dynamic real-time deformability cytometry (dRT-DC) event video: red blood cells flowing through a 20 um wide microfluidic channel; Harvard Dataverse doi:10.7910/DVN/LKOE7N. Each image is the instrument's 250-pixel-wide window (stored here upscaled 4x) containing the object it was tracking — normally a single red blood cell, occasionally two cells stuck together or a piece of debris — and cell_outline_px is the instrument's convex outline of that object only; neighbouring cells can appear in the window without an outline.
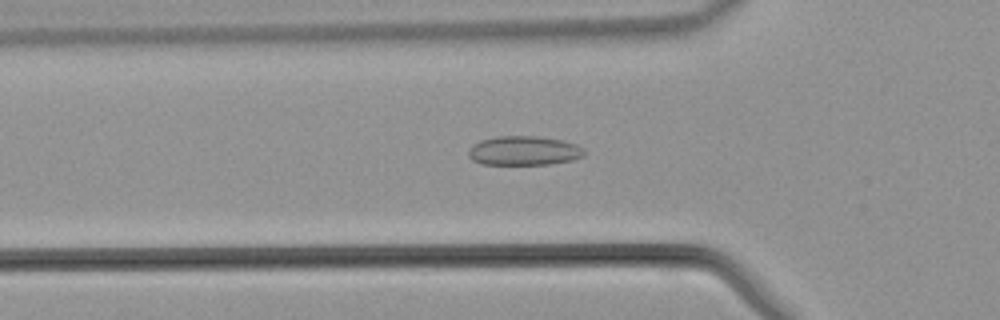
{"species": "common noctule bat (a hibernating species)", "species_latin": "Nyctalus noctula", "temperature_condition": "warm", "stored_images_in_passage": 43, "camera_frame_rate_fps": 3000, "um_per_image_px": 0.085, "animal": {"sex": "male", "body_mass_g": 21.5, "forearm_length_mm": 52.0}, "frame": {"image": 1, "passage_image": 14, "time_ms": 4.333, "image_size_px": [1000, 320], "cell_outline_px": [[584, 156], [572, 160], [548, 164], [480, 164], [472, 160], [468, 156], [468, 148], [472, 144], [480, 140], [496, 136], [536, 136], [564, 140], [576, 144], [584, 148]], "centroid_in_image_um": [44.51, 12.8], "position_along_channel_um": 81.3, "area_um2": 19.94}}
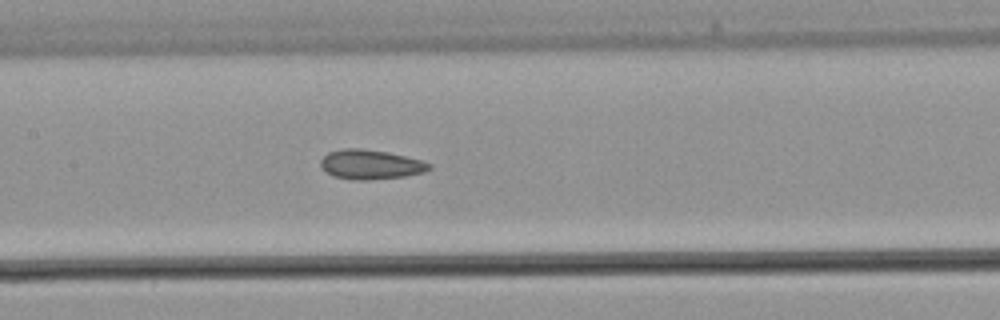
{"frame": {"image": 2, "passage_image": 20, "time_ms": 6.333, "image_size_px": [1000, 320], "cell_outline_px": [[432, 168], [424, 172], [404, 176], [368, 180], [352, 180], [332, 176], [320, 168], [320, 160], [328, 152], [344, 148], [360, 148], [388, 152], [420, 160], [432, 164]], "centroid_in_image_um": [31.46, 13.98], "position_along_channel_um": 175.9, "area_um2": 18.79}}
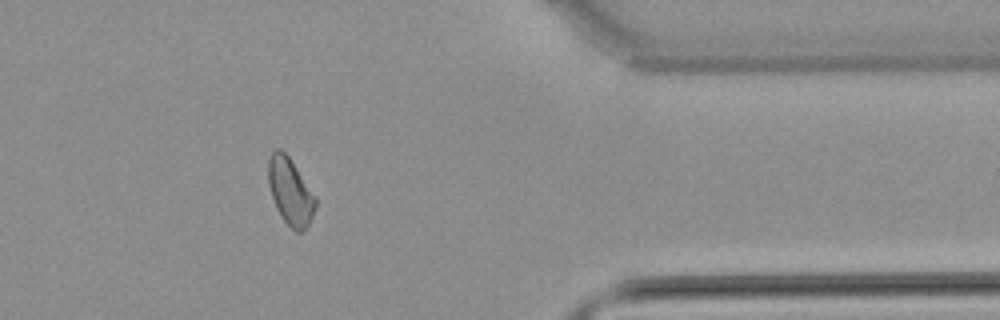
{"frame": {"image": 3, "passage_image": 35, "time_ms": 11.333, "image_size_px": [1000, 320], "cell_outline_px": [[316, 208], [304, 232], [296, 232], [284, 220], [276, 208], [268, 184], [268, 160], [272, 152], [276, 148], [280, 148], [288, 156], [316, 196]], "centroid_in_image_um": [24.68, 16.28], "position_along_channel_um": 386.7, "area_um2": 18.26}}